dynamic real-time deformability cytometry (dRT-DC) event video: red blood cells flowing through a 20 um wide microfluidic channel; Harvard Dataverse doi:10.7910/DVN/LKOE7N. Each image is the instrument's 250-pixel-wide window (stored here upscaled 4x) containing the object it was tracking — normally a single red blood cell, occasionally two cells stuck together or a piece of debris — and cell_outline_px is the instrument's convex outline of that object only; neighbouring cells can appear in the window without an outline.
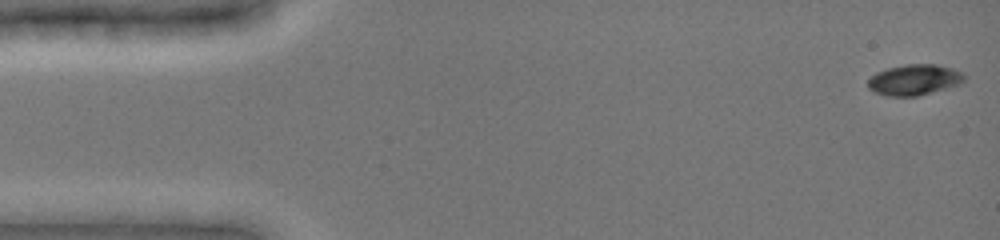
{"species": "common noctule bat (a hibernating species)", "species_latin": "Nyctalus noctula", "temperature_condition": "cold", "stored_images_in_passage": 48, "camera_frame_rate_fps": 3000, "um_per_image_px": 0.085, "animal": {"sex": "female", "body_mass_g": 19.0, "forearm_length_mm": 51.5}, "frame": {"image": 1, "passage_image": 1, "time_ms": 0.0, "image_size_px": [1000, 240], "cell_outline_px": [[968, 76], [960, 84], [916, 96], [888, 96], [876, 92], [868, 88], [868, 80], [876, 72], [888, 68], [908, 64], [936, 64], [952, 68], [964, 72]], "centroid_in_image_um": [77.75, 6.77], "position_along_channel_um": 7.2, "area_um2": 17.22}}
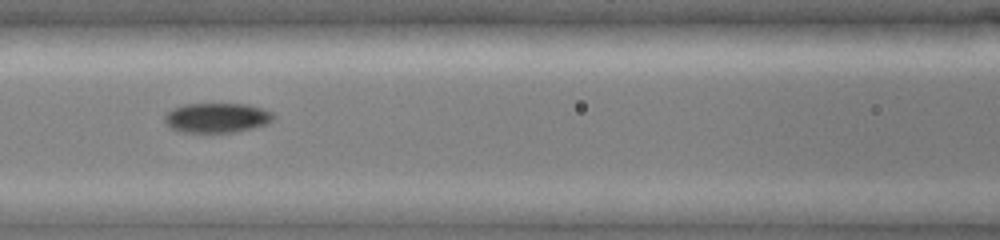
{"frame": {"image": 2, "passage_image": 21, "time_ms": 6.667, "image_size_px": [1000, 240], "cell_outline_px": [[276, 116], [272, 120], [264, 124], [252, 128], [236, 132], [180, 132], [164, 124], [164, 116], [172, 108], [184, 104], [244, 104], [260, 108], [272, 112]], "centroid_in_image_um": [18.39, 10.01], "position_along_channel_um": 148.2, "area_um2": 18.79}}
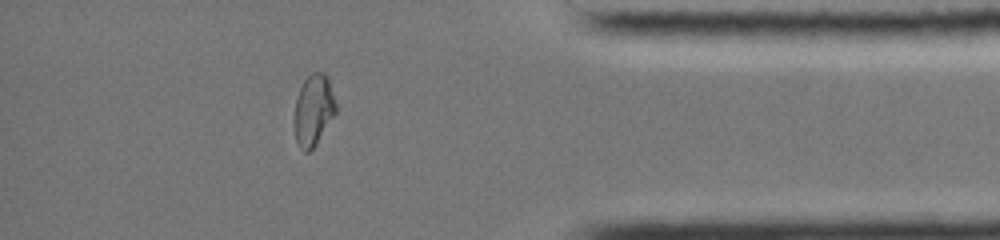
{"frame": {"image": 3, "passage_image": 42, "time_ms": 13.667, "image_size_px": [1000, 240], "cell_outline_px": [[336, 112], [316, 144], [308, 152], [304, 152], [300, 148], [296, 140], [292, 124], [292, 120], [296, 96], [304, 80], [312, 72], [324, 72], [328, 76], [336, 104]], "centroid_in_image_um": [26.61, 9.35], "position_along_channel_um": 408.6, "area_um2": 17.57}, "authors_computed_cell_mechanics": {"area_um2": 17.8313, "velocity_mm_per_s": 3.958, "shape_relaxation_time_tau1_ms": null, "shape_relaxation_time_tau2_ms": 1.6128, "deformation_change_tau1": null, "deformation_change_tau2": 0.0465}}